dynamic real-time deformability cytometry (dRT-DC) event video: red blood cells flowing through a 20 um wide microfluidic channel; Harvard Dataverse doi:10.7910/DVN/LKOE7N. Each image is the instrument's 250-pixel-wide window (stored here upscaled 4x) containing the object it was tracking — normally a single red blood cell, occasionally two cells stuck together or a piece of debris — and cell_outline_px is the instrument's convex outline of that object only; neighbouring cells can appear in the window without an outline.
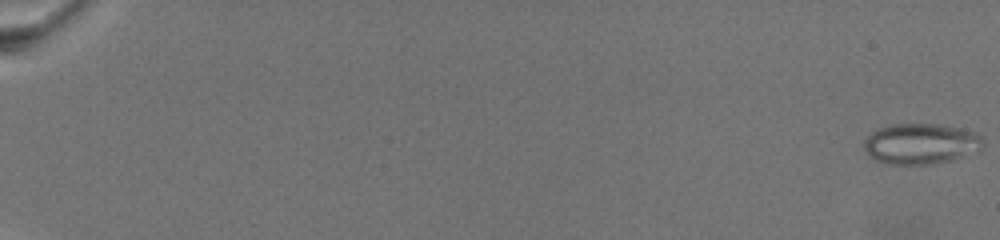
{"species": "common noctule bat (a hibernating species)", "species_latin": "Nyctalus noctula", "temperature_condition": "warm", "stored_images_in_passage": 72, "camera_frame_rate_fps": 3000, "um_per_image_px": 0.085, "animal": {"sex": "female", "body_mass_g": 19.5, "forearm_length_mm": 54.1}, "frame": {"image": 1, "passage_image": 1, "time_ms": 0.0, "image_size_px": [1000, 240], "cell_outline_px": [[984, 144], [980, 152], [952, 160], [932, 164], [888, 164], [872, 160], [864, 152], [864, 140], [872, 132], [880, 128], [892, 124], [944, 124], [976, 132], [984, 140]], "centroid_in_image_um": [78.3, 12.23], "position_along_channel_um": 6.7, "area_um2": 28.78}}
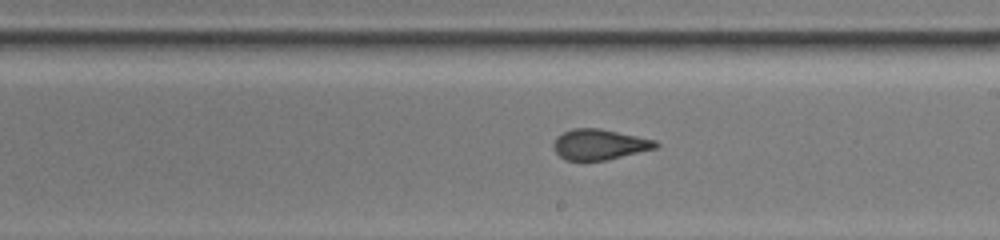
{"frame": {"image": 2, "passage_image": 46, "time_ms": 15.0, "image_size_px": [1000, 240], "cell_outline_px": [[660, 144], [656, 148], [608, 160], [564, 160], [552, 148], [552, 144], [556, 136], [572, 128], [600, 128], [656, 140]], "centroid_in_image_um": [50.93, 12.27], "position_along_channel_um": 238.1, "area_um2": 18.32}}
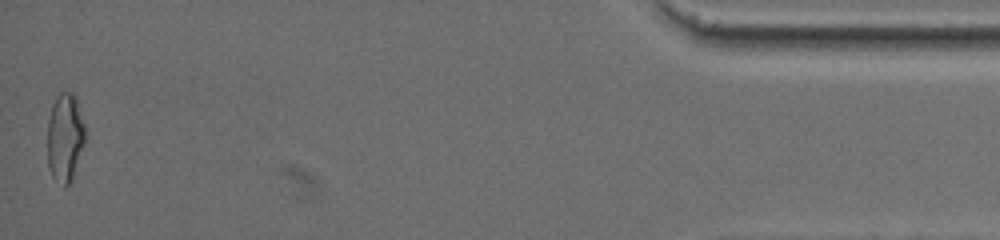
{"frame": {"image": 3, "passage_image": 72, "time_ms": 23.667, "image_size_px": [1000, 240], "cell_outline_px": [[84, 144], [72, 180], [64, 188], [52, 176], [48, 168], [48, 120], [52, 104], [56, 96], [60, 92], [72, 92], [76, 96], [84, 124]], "centroid_in_image_um": [5.52, 11.68], "position_along_channel_um": 429.7, "area_um2": 19.54}, "authors_computed_cell_mechanics": {"area_um2": 19.2185, "velocity_mm_per_s": 3.0882, "shape_relaxation_time_tau1_ms": null, "shape_relaxation_time_tau2_ms": 1.2114, "deformation_change_tau1": null, "deformation_change_tau2": 0.0812}}